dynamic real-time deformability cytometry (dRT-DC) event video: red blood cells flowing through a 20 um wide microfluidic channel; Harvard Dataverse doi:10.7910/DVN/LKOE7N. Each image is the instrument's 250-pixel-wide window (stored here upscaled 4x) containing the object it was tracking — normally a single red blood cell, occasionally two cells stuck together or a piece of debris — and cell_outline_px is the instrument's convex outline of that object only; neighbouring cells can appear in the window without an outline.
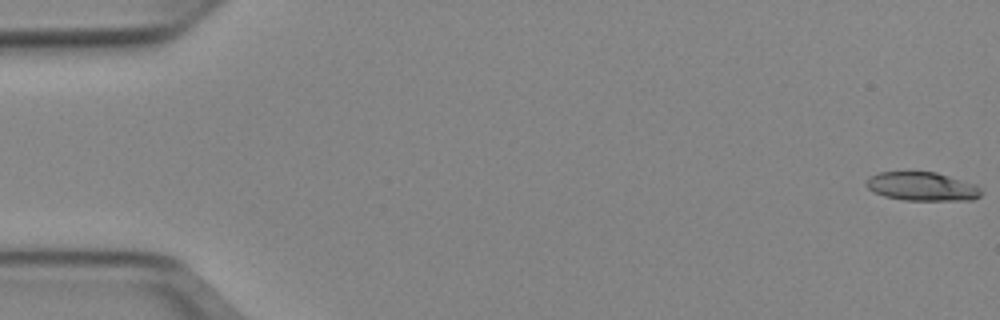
{"species": "Egyptian fruit bat (a non-hibernating species)", "species_latin": "Rousettus aegyptiacus", "temperature_condition": "cold", "stored_images_in_passage": 52, "camera_frame_rate_fps": 3000, "um_per_image_px": 0.085, "animal": {"sex": "female"}, "frame": {"image": 1, "passage_image": 1, "time_ms": 0.0, "image_size_px": [1000, 320], "cell_outline_px": [[984, 192], [980, 196], [972, 200], [904, 200], [884, 196], [872, 192], [864, 184], [868, 176], [880, 172], [936, 172], [976, 184], [984, 188]], "centroid_in_image_um": [78.4, 15.85], "position_along_channel_um": 6.6, "area_um2": 19.54}}
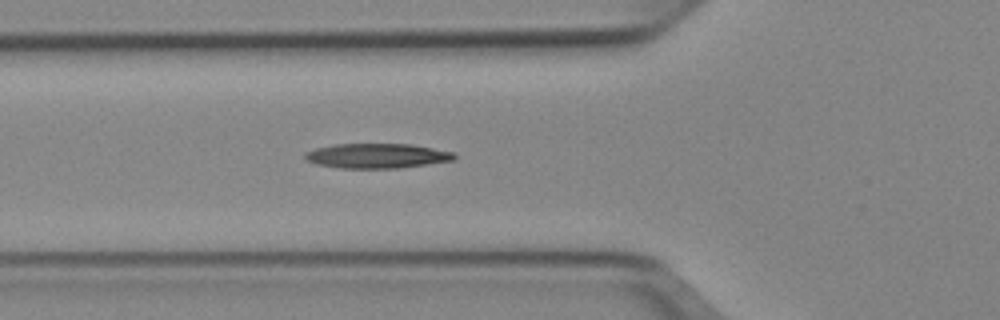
{"frame": {"image": 2, "passage_image": 19, "time_ms": 6.0, "image_size_px": [1000, 320], "cell_outline_px": [[456, 156], [452, 160], [400, 168], [340, 168], [316, 164], [304, 160], [304, 152], [316, 148], [336, 144], [412, 144], [452, 152]], "centroid_in_image_um": [31.97, 13.24], "position_along_channel_um": 93.8, "area_um2": 21.44}}
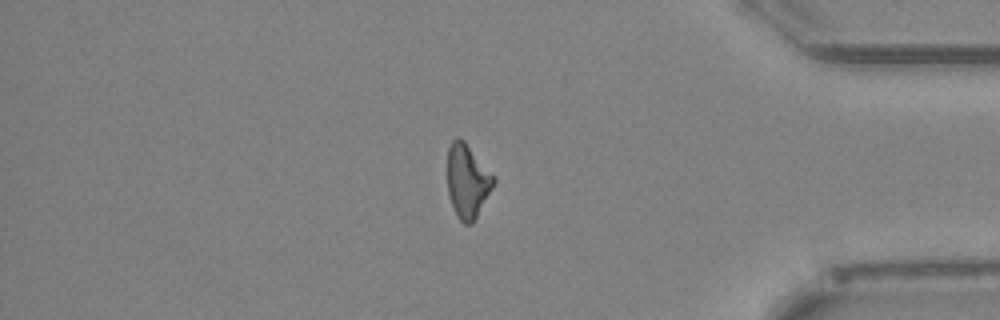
{"frame": {"image": 3, "passage_image": 44, "time_ms": 14.333, "image_size_px": [1000, 320], "cell_outline_px": [[496, 180], [492, 188], [472, 224], [464, 224], [456, 216], [448, 192], [448, 148], [452, 140], [456, 136], [460, 136], [464, 140], [496, 176]], "centroid_in_image_um": [39.74, 15.35], "position_along_channel_um": 395.5, "area_um2": 19.94}, "authors_computed_cell_mechanics": {"area_um2": 20.3456, "velocity_mm_per_s": 3.9489, "shape_relaxation_time_tau1_ms": 8.9594, "shape_relaxation_time_tau2_ms": null, "deformation_change_tau1": 0.2208, "deformation_change_tau2": null}}